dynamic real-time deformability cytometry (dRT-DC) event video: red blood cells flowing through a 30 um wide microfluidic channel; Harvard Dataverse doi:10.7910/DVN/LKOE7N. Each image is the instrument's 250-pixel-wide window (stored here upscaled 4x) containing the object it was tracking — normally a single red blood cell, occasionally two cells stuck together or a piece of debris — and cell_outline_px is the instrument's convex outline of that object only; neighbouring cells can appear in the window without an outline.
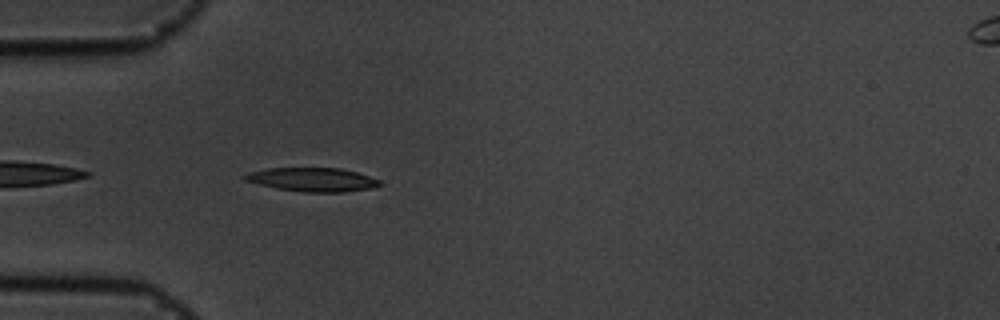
{"species": "common noctule bat (a hibernating species)", "species_latin": "Nyctalus noctula", "temperature_condition": "cold", "stored_images_in_passage": 40, "camera_frame_rate_fps": 3000, "um_per_image_px": 0.085, "animal": {"sex": "male", "body_mass_g": 19.5, "forearm_length_mm": 54.6}, "frame": {"image": 1, "passage_image": 2, "time_ms": 0.333, "image_size_px": [1000, 320], "cell_outline_px": [[380, 184], [376, 188], [344, 192], [304, 192], [276, 188], [244, 180], [240, 176], [252, 172], [268, 168], [340, 168], [356, 172], [380, 180]], "centroid_in_image_um": [26.58, 15.27], "position_along_channel_um": 58.4, "area_um2": 18.61}}
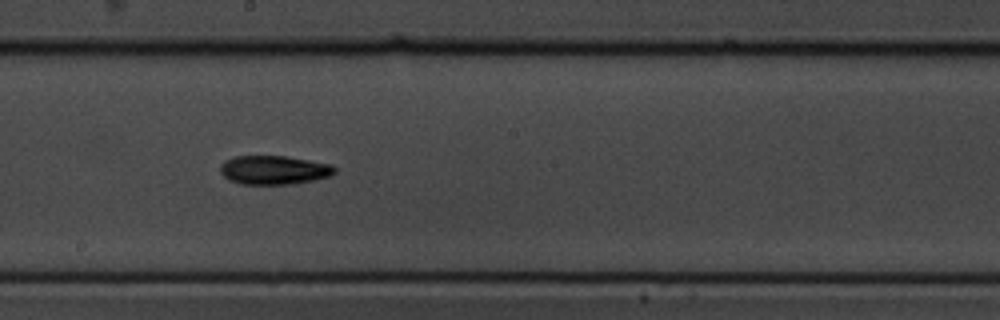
{"frame": {"image": 2, "passage_image": 16, "time_ms": 5.0, "image_size_px": [1000, 320], "cell_outline_px": [[336, 172], [332, 176], [292, 184], [240, 184], [228, 180], [220, 172], [220, 164], [224, 160], [236, 156], [284, 156], [332, 164], [336, 168]], "centroid_in_image_um": [23.28, 14.45], "position_along_channel_um": 224.9, "area_um2": 19.36}}
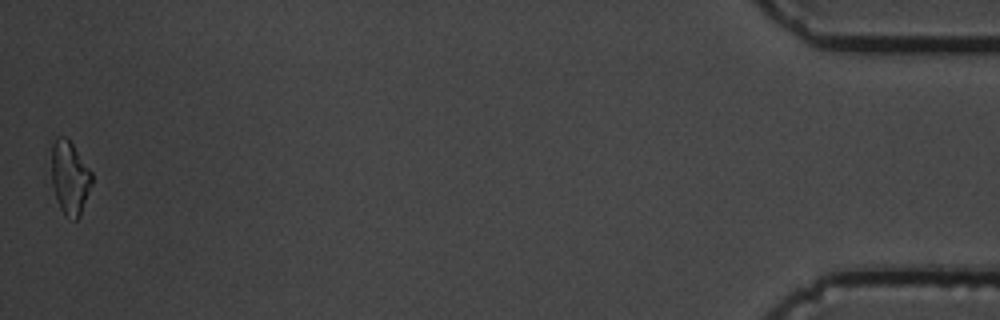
{"frame": {"image": 3, "passage_image": 40, "time_ms": 13.0, "image_size_px": [1000, 320], "cell_outline_px": [[92, 184], [80, 216], [76, 220], [72, 220], [64, 216], [60, 208], [52, 184], [52, 144], [56, 136], [64, 136], [72, 144], [92, 172]], "centroid_in_image_um": [5.94, 15.13], "position_along_channel_um": 429.3, "area_um2": 17.22}, "authors_computed_cell_mechanics": {"area_um2": 18.4093, "velocity_mm_per_s": 3.6702, "shape_relaxation_time_tau1_ms": 5.0538, "shape_relaxation_time_tau2_ms": null, "deformation_change_tau1": 0.1602, "deformation_change_tau2": null}}